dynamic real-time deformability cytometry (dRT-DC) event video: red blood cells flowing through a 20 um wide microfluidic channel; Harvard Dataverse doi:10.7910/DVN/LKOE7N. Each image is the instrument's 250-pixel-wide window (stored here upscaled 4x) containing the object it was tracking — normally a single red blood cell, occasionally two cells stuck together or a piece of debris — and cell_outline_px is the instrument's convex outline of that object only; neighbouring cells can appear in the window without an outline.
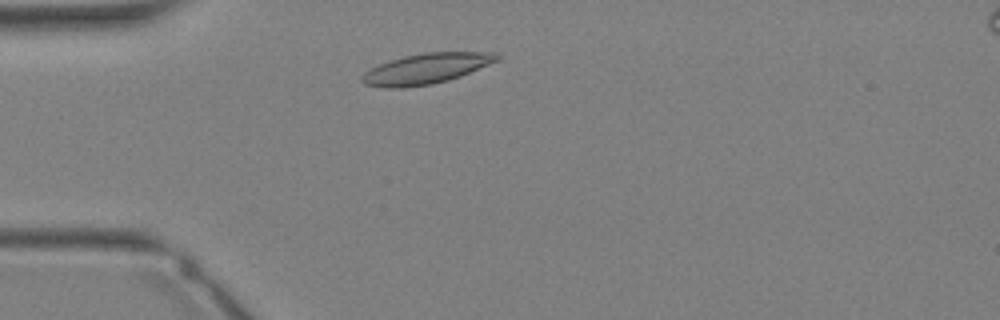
{"species": "Egyptian fruit bat (a non-hibernating species)", "species_latin": "Rousettus aegyptiacus", "temperature_condition": "warm", "stored_images_in_passage": 29, "camera_frame_rate_fps": 3000, "um_per_image_px": 0.085, "animal": {"sex": "female"}, "frame": {"image": 1, "passage_image": 4, "time_ms": 1.0, "image_size_px": [1000, 320], "cell_outline_px": [[500, 60], [460, 76], [448, 80], [432, 84], [400, 88], [388, 88], [364, 84], [360, 80], [360, 76], [364, 72], [380, 64], [404, 56], [424, 52], [496, 52], [500, 56]], "centroid_in_image_um": [36.24, 5.83], "position_along_channel_um": 48.8, "area_um2": 23.87}}
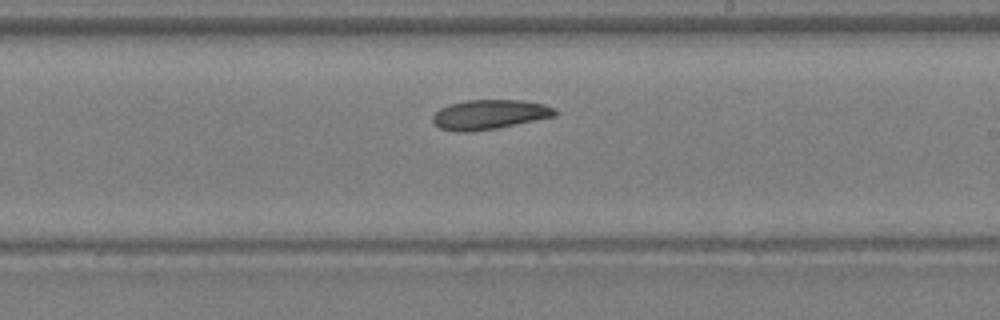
{"frame": {"image": 2, "passage_image": 15, "time_ms": 4.667, "image_size_px": [1000, 320], "cell_outline_px": [[556, 116], [496, 128], [468, 132], [460, 132], [440, 128], [432, 120], [432, 116], [440, 108], [448, 104], [464, 100], [524, 100], [544, 104], [556, 108]], "centroid_in_image_um": [41.61, 9.72], "position_along_channel_um": 247.4, "area_um2": 21.1}}
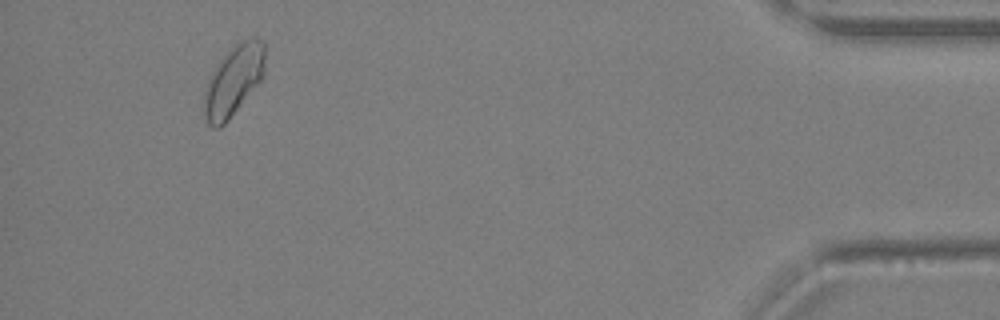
{"frame": {"image": 3, "passage_image": 27, "time_ms": 8.667, "image_size_px": [1000, 320], "cell_outline_px": [[264, 72], [260, 80], [228, 120], [220, 128], [212, 128], [208, 124], [204, 112], [204, 92], [216, 64], [240, 40], [248, 36], [256, 36], [264, 40]], "centroid_in_image_um": [19.86, 6.81], "position_along_channel_um": 415.3, "area_um2": 24.68}}